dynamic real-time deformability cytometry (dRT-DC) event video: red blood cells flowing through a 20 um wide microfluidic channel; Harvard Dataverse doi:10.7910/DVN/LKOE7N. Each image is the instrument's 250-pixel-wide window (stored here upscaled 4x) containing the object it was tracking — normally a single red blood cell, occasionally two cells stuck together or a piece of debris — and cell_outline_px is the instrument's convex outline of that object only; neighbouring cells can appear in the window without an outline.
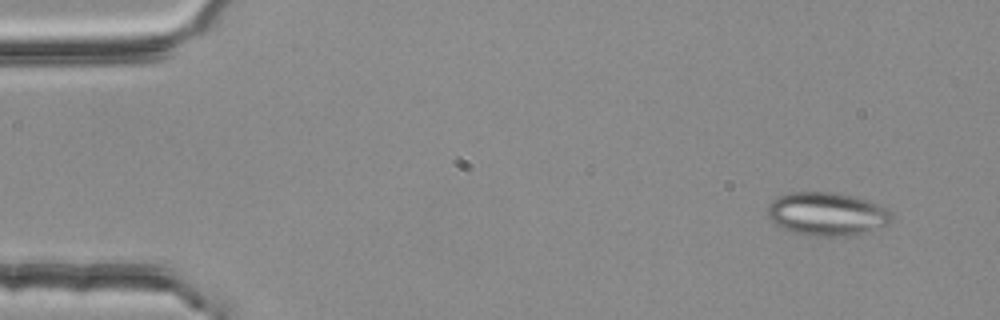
{"species": "common noctule bat (a hibernating species)", "species_latin": "Nyctalus noctula", "temperature_condition": "room temperature", "stored_images_in_passage": 3, "camera_frame_rate_fps": 3000, "um_per_image_px": 0.085, "animal": {"sex": "female", "body_mass_g": 25.1}, "frame": {"image": 1, "passage_image": 1, "time_ms": 0.0, "image_size_px": [1000, 320], "cell_outline_px": [[892, 220], [888, 224], [864, 232], [844, 236], [812, 236], [792, 232], [768, 220], [768, 204], [772, 200], [788, 192], [836, 192], [868, 200], [892, 212]], "centroid_in_image_um": [70.26, 18.18], "position_along_channel_um": 14.7, "area_um2": 31.21}}
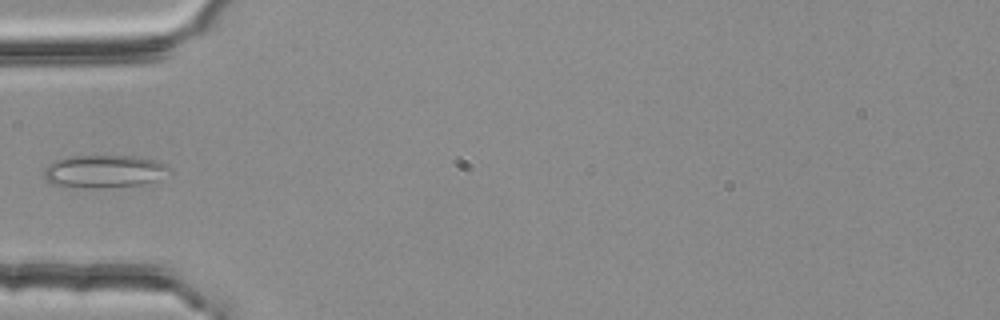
{"frame": {"image": 2, "passage_image": 3, "time_ms": 0.667, "image_size_px": [1000, 320], "cell_outline_px": [[172, 168], [156, 180], [140, 184], [100, 188], [88, 188], [52, 184], [44, 180], [44, 168], [48, 164], [56, 160], [68, 156], [136, 156], [156, 160]], "centroid_in_image_um": [8.8, 14.56], "position_along_channel_um": 76.2, "area_um2": 23.81}}